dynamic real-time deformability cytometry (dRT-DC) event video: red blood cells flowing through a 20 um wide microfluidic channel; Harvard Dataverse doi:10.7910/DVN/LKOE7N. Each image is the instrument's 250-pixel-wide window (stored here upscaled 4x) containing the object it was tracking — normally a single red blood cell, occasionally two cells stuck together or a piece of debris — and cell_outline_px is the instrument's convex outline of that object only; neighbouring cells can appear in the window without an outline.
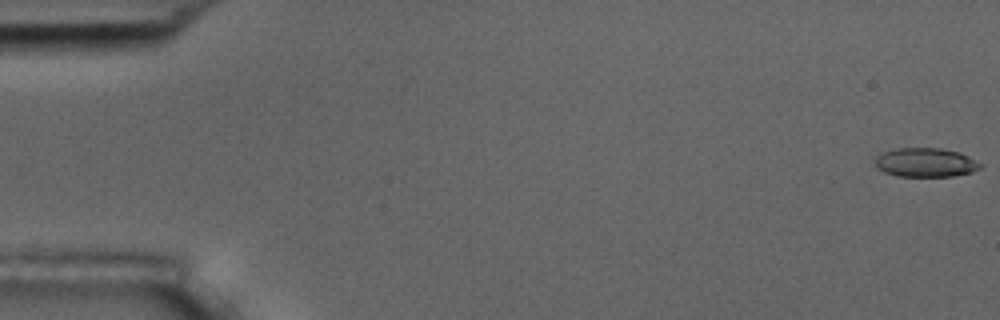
{"species": "common noctule bat (a hibernating species)", "species_latin": "Nyctalus noctula", "temperature_condition": "room temperature", "stored_images_in_passage": 56, "camera_frame_rate_fps": 3000, "um_per_image_px": 0.085, "animal": {"sex": "male", "body_mass_g": 17.5, "forearm_length_mm": 52.3}, "frame": {"image": 1, "passage_image": 1, "time_ms": 0.0, "image_size_px": [1000, 320], "cell_outline_px": [[984, 164], [980, 168], [972, 172], [956, 176], [896, 176], [884, 172], [876, 168], [876, 156], [884, 152], [896, 148], [940, 148], [960, 152]], "centroid_in_image_um": [78.7, 13.81], "position_along_channel_um": 6.3, "area_um2": 17.92}}
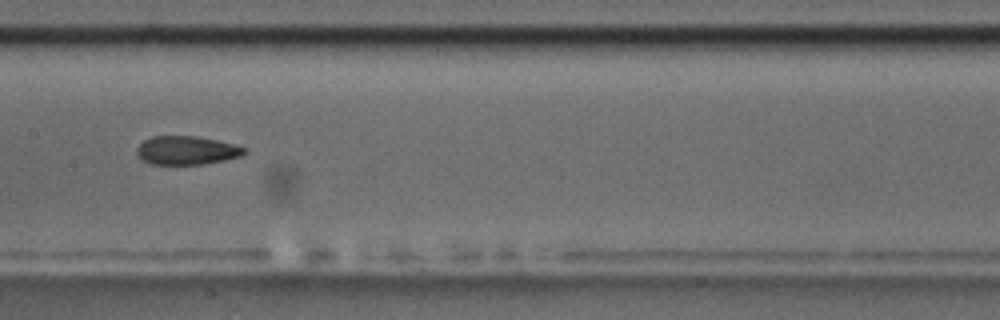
{"frame": {"image": 2, "passage_image": 28, "time_ms": 9.0, "image_size_px": [1000, 320], "cell_outline_px": [[248, 148], [240, 156], [224, 160], [204, 164], [148, 164], [136, 152], [136, 148], [144, 140], [152, 136], [196, 136], [216, 140]], "centroid_in_image_um": [15.84, 12.78], "position_along_channel_um": 191.6, "area_um2": 17.74}}
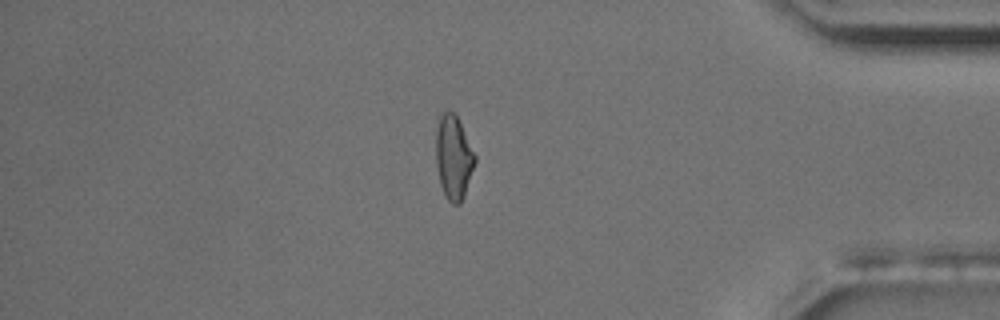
{"frame": {"image": 3, "passage_image": 47, "time_ms": 15.333, "image_size_px": [1000, 320], "cell_outline_px": [[476, 160], [464, 196], [460, 204], [452, 204], [444, 196], [440, 184], [436, 164], [436, 128], [440, 112], [452, 112], [456, 116], [476, 156]], "centroid_in_image_um": [38.53, 13.4], "position_along_channel_um": 396.7, "area_um2": 18.96}, "authors_computed_cell_mechanics": {"area_um2": 18.6694, "velocity_mm_per_s": 3.7306, "shape_relaxation_time_tau1_ms": 6.4703, "shape_relaxation_time_tau2_ms": 3.5394, "deformation_change_tau1": 0.1388, "deformation_change_tau2": 0.1025}}